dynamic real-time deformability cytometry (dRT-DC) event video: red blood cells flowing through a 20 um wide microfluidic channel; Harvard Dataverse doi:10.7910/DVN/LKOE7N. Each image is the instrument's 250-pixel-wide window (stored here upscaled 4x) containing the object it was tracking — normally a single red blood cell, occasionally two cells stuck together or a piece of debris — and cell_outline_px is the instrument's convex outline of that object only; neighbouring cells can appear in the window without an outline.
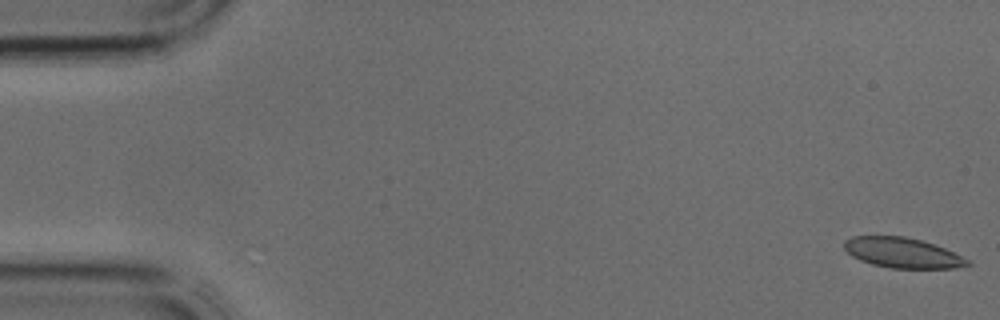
{"species": "common noctule bat (a hibernating species)", "species_latin": "Nyctalus noctula", "temperature_condition": "cold", "stored_images_in_passage": 39, "camera_frame_rate_fps": 3000, "um_per_image_px": 0.085, "animal": {"sex": "male", "body_mass_g": 17.9, "forearm_length_mm": 54.2}, "frame": {"image": 1, "passage_image": 1, "time_ms": 0.0, "image_size_px": [1000, 320], "cell_outline_px": [[972, 264], [956, 268], [892, 268], [872, 264], [860, 260], [852, 256], [844, 248], [844, 240], [852, 236], [904, 236], [920, 240], [944, 248], [972, 260]], "centroid_in_image_um": [76.73, 21.49], "position_along_channel_um": 8.3, "area_um2": 21.68}}
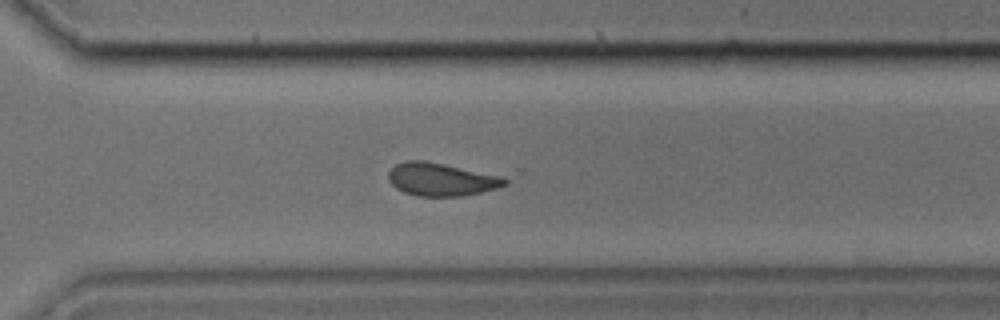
{"frame": {"image": 2, "passage_image": 28, "time_ms": 9.0, "image_size_px": [1000, 320], "cell_outline_px": [[508, 184], [496, 188], [464, 196], [416, 196], [404, 192], [396, 188], [388, 180], [388, 172], [396, 164], [404, 160], [424, 160], [444, 164], [500, 176], [508, 180]], "centroid_in_image_um": [37.46, 15.25], "position_along_channel_um": 333.1, "area_um2": 22.25}}
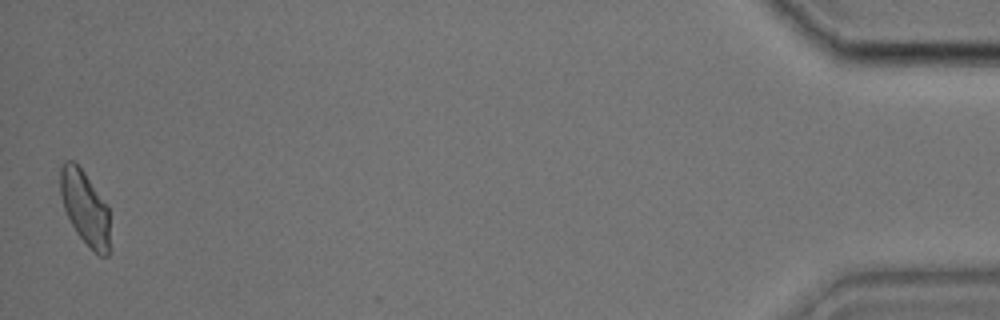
{"frame": {"image": 3, "passage_image": 39, "time_ms": 12.667, "image_size_px": [1000, 320], "cell_outline_px": [[108, 256], [100, 256], [76, 232], [64, 208], [60, 192], [60, 168], [64, 160], [72, 160], [84, 172], [108, 208]], "centroid_in_image_um": [7.19, 17.61], "position_along_channel_um": 428.0, "area_um2": 20.63}}